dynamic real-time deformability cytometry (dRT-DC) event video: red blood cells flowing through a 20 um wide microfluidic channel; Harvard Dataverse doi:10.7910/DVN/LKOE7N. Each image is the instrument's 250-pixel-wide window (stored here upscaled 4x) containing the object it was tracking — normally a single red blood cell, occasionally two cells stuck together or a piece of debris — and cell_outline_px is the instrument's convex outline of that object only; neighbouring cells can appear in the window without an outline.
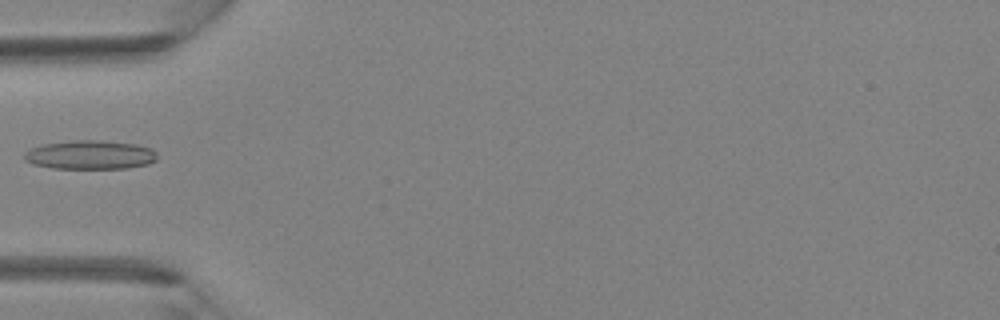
{"species": "Egyptian fruit bat (a non-hibernating species)", "species_latin": "Rousettus aegyptiacus", "temperature_condition": "room temperature", "stored_images_in_passage": 3, "camera_frame_rate_fps": 3000, "um_per_image_px": 0.085, "animal": {"sex": "female"}, "frame": {"image": 1, "passage_image": 3, "time_ms": 0.667, "image_size_px": [1000, 320], "cell_outline_px": [[156, 160], [148, 164], [128, 168], [52, 168], [32, 164], [24, 160], [24, 152], [32, 148], [44, 144], [72, 140], [100, 140], [136, 144], [152, 148], [156, 152]], "centroid_in_image_um": [7.66, 13.16], "position_along_channel_um": 77.3, "area_um2": 22.43}}